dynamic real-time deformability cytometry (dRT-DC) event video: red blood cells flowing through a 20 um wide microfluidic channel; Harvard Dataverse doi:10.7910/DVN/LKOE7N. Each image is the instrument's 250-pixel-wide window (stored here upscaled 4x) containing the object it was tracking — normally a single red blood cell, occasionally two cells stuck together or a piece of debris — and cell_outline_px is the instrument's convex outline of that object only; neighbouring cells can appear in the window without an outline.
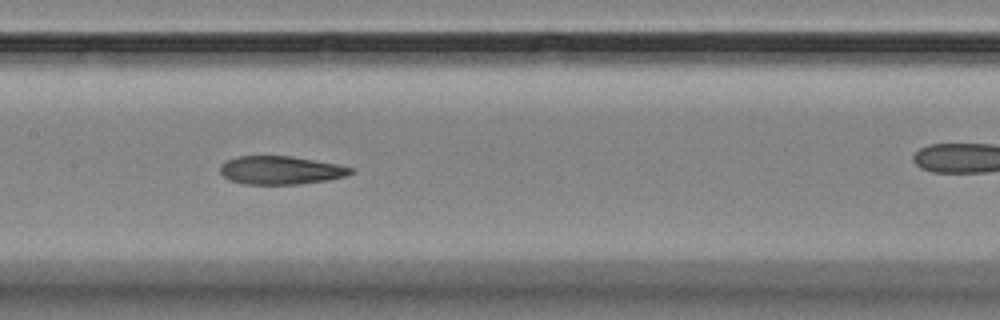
{"species": "Egyptian fruit bat (a non-hibernating species)", "species_latin": "Rousettus aegyptiacus", "temperature_condition": "room temperature", "stored_images_in_passage": 9, "camera_frame_rate_fps": 3000, "um_per_image_px": 0.085, "animal": {"sex": "female"}, "frame": {"image": 1, "passage_image": 7, "time_ms": 6.667, "image_size_px": [1000, 320], "cell_outline_px": [[352, 172], [344, 176], [328, 180], [300, 184], [244, 184], [228, 180], [220, 172], [220, 164], [236, 156], [288, 156], [336, 164], [352, 168]], "centroid_in_image_um": [23.79, 14.47], "position_along_channel_um": 183.6, "area_um2": 21.33}}